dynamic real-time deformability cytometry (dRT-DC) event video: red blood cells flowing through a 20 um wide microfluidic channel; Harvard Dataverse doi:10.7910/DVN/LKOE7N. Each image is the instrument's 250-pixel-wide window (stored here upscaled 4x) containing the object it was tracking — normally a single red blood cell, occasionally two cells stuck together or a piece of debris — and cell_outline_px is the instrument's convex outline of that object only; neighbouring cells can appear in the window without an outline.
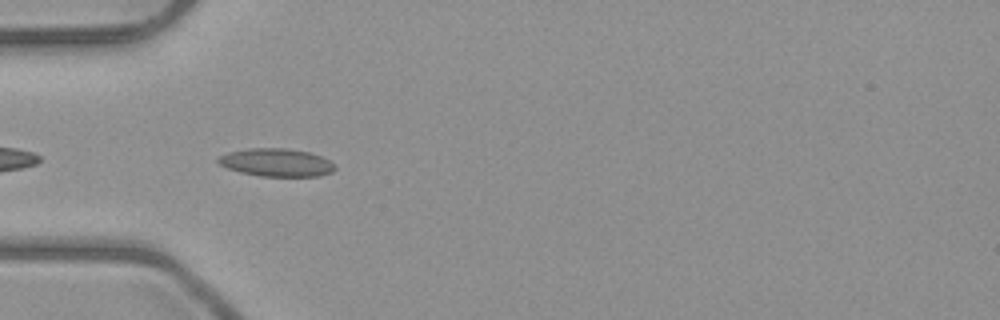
{"species": "common noctule bat (a hibernating species)", "species_latin": "Nyctalus noctula", "temperature_condition": "room temperature", "stored_images_in_passage": 7, "camera_frame_rate_fps": 3000, "um_per_image_px": 0.085, "animal": {"sex": "male", "body_mass_g": 23.1, "forearm_length_mm": 52.7}, "frame": {"image": 1, "passage_image": 4, "time_ms": 3.333, "image_size_px": [1000, 320], "cell_outline_px": [[336, 168], [332, 172], [320, 176], [260, 176], [240, 172], [228, 168], [220, 164], [216, 160], [220, 156], [228, 152], [248, 148], [288, 148], [308, 152], [320, 156], [328, 160]], "centroid_in_image_um": [23.48, 13.81], "position_along_channel_um": 61.5, "area_um2": 18.9}}
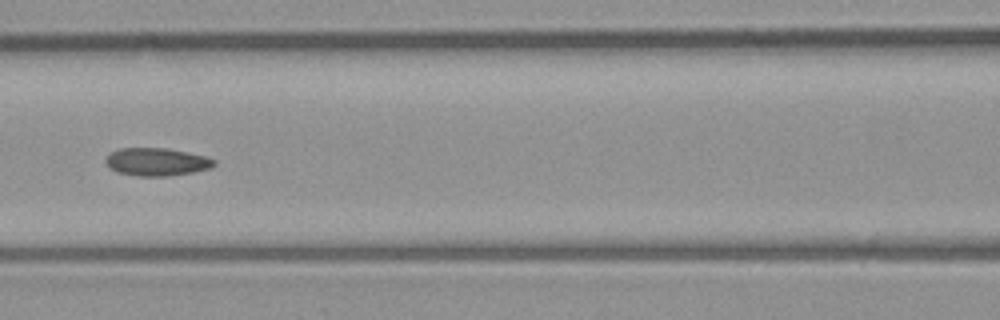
{"frame": {"image": 2, "passage_image": 6, "time_ms": 5.667, "image_size_px": [1000, 320], "cell_outline_px": [[216, 164], [212, 168], [192, 172], [168, 176], [140, 176], [116, 172], [108, 168], [104, 160], [112, 152], [120, 148], [168, 148], [204, 156], [216, 160]], "centroid_in_image_um": [13.31, 13.76], "position_along_channel_um": 153.3, "area_um2": 17.63}}
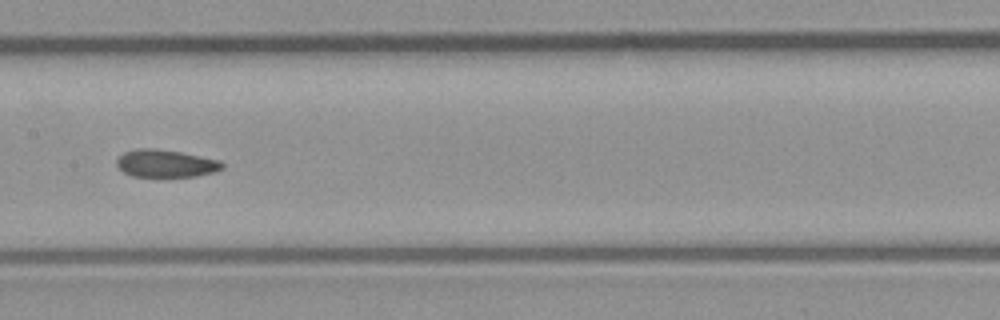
{"frame": {"image": 3, "passage_image": 7, "time_ms": 6.667, "image_size_px": [1000, 320], "cell_outline_px": [[224, 168], [216, 172], [196, 176], [132, 176], [124, 172], [116, 164], [116, 160], [124, 152], [140, 148], [152, 148], [180, 152], [220, 160], [224, 164]], "centroid_in_image_um": [14.12, 13.89], "position_along_channel_um": 193.3, "area_um2": 16.82}}